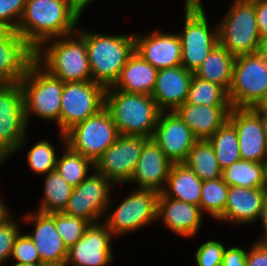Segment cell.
<instances>
[{
    "mask_svg": "<svg viewBox=\"0 0 267 266\" xmlns=\"http://www.w3.org/2000/svg\"><path fill=\"white\" fill-rule=\"evenodd\" d=\"M135 52L157 70L181 65V42L177 34L154 31L134 35Z\"/></svg>",
    "mask_w": 267,
    "mask_h": 266,
    "instance_id": "44dd1931",
    "label": "cell"
},
{
    "mask_svg": "<svg viewBox=\"0 0 267 266\" xmlns=\"http://www.w3.org/2000/svg\"><path fill=\"white\" fill-rule=\"evenodd\" d=\"M106 88L90 81L67 82L61 96L60 132L85 121L105 107Z\"/></svg>",
    "mask_w": 267,
    "mask_h": 266,
    "instance_id": "30bf717a",
    "label": "cell"
},
{
    "mask_svg": "<svg viewBox=\"0 0 267 266\" xmlns=\"http://www.w3.org/2000/svg\"><path fill=\"white\" fill-rule=\"evenodd\" d=\"M37 49L11 31L0 39V84L19 83L36 63Z\"/></svg>",
    "mask_w": 267,
    "mask_h": 266,
    "instance_id": "e0dca14e",
    "label": "cell"
},
{
    "mask_svg": "<svg viewBox=\"0 0 267 266\" xmlns=\"http://www.w3.org/2000/svg\"><path fill=\"white\" fill-rule=\"evenodd\" d=\"M80 16L66 0H26L16 31L37 49L54 37L77 32Z\"/></svg>",
    "mask_w": 267,
    "mask_h": 266,
    "instance_id": "6da1fadb",
    "label": "cell"
},
{
    "mask_svg": "<svg viewBox=\"0 0 267 266\" xmlns=\"http://www.w3.org/2000/svg\"><path fill=\"white\" fill-rule=\"evenodd\" d=\"M225 247L218 241H208L197 249L195 260L198 266H221Z\"/></svg>",
    "mask_w": 267,
    "mask_h": 266,
    "instance_id": "f35d334b",
    "label": "cell"
},
{
    "mask_svg": "<svg viewBox=\"0 0 267 266\" xmlns=\"http://www.w3.org/2000/svg\"><path fill=\"white\" fill-rule=\"evenodd\" d=\"M261 105L267 109V97L266 99L261 103Z\"/></svg>",
    "mask_w": 267,
    "mask_h": 266,
    "instance_id": "9f6ffc18",
    "label": "cell"
},
{
    "mask_svg": "<svg viewBox=\"0 0 267 266\" xmlns=\"http://www.w3.org/2000/svg\"><path fill=\"white\" fill-rule=\"evenodd\" d=\"M159 218L169 230L188 238L199 231L202 211L200 206L166 197L161 192L157 203V220Z\"/></svg>",
    "mask_w": 267,
    "mask_h": 266,
    "instance_id": "603a6c76",
    "label": "cell"
},
{
    "mask_svg": "<svg viewBox=\"0 0 267 266\" xmlns=\"http://www.w3.org/2000/svg\"><path fill=\"white\" fill-rule=\"evenodd\" d=\"M119 136L117 126L105 107L61 133L64 145L87 157L94 164Z\"/></svg>",
    "mask_w": 267,
    "mask_h": 266,
    "instance_id": "52a82bcc",
    "label": "cell"
},
{
    "mask_svg": "<svg viewBox=\"0 0 267 266\" xmlns=\"http://www.w3.org/2000/svg\"><path fill=\"white\" fill-rule=\"evenodd\" d=\"M73 34L54 39L55 42L47 49L39 46L36 62L64 83L90 81L92 77L86 41L78 32V39L73 38Z\"/></svg>",
    "mask_w": 267,
    "mask_h": 266,
    "instance_id": "277c9868",
    "label": "cell"
},
{
    "mask_svg": "<svg viewBox=\"0 0 267 266\" xmlns=\"http://www.w3.org/2000/svg\"><path fill=\"white\" fill-rule=\"evenodd\" d=\"M44 197L38 212L51 214L63 212L72 194L73 188L56 171L46 174Z\"/></svg>",
    "mask_w": 267,
    "mask_h": 266,
    "instance_id": "1f68e13d",
    "label": "cell"
},
{
    "mask_svg": "<svg viewBox=\"0 0 267 266\" xmlns=\"http://www.w3.org/2000/svg\"><path fill=\"white\" fill-rule=\"evenodd\" d=\"M55 226L64 245L69 249L83 236L90 223L84 219L57 212L55 213Z\"/></svg>",
    "mask_w": 267,
    "mask_h": 266,
    "instance_id": "8d00e7d4",
    "label": "cell"
},
{
    "mask_svg": "<svg viewBox=\"0 0 267 266\" xmlns=\"http://www.w3.org/2000/svg\"><path fill=\"white\" fill-rule=\"evenodd\" d=\"M203 181L185 164H173L162 193L169 198L200 206Z\"/></svg>",
    "mask_w": 267,
    "mask_h": 266,
    "instance_id": "4316f807",
    "label": "cell"
},
{
    "mask_svg": "<svg viewBox=\"0 0 267 266\" xmlns=\"http://www.w3.org/2000/svg\"><path fill=\"white\" fill-rule=\"evenodd\" d=\"M13 266H45V265L41 263H36V264L14 263Z\"/></svg>",
    "mask_w": 267,
    "mask_h": 266,
    "instance_id": "db71d44e",
    "label": "cell"
},
{
    "mask_svg": "<svg viewBox=\"0 0 267 266\" xmlns=\"http://www.w3.org/2000/svg\"><path fill=\"white\" fill-rule=\"evenodd\" d=\"M26 0H0V20L13 31L17 30Z\"/></svg>",
    "mask_w": 267,
    "mask_h": 266,
    "instance_id": "60d3db41",
    "label": "cell"
},
{
    "mask_svg": "<svg viewBox=\"0 0 267 266\" xmlns=\"http://www.w3.org/2000/svg\"><path fill=\"white\" fill-rule=\"evenodd\" d=\"M228 96L236 108H252L266 99L267 64L259 52L235 58Z\"/></svg>",
    "mask_w": 267,
    "mask_h": 266,
    "instance_id": "ba28073f",
    "label": "cell"
},
{
    "mask_svg": "<svg viewBox=\"0 0 267 266\" xmlns=\"http://www.w3.org/2000/svg\"><path fill=\"white\" fill-rule=\"evenodd\" d=\"M13 221V219L9 218L0 225V265L6 259H11L13 245L20 234L18 225Z\"/></svg>",
    "mask_w": 267,
    "mask_h": 266,
    "instance_id": "ab89813d",
    "label": "cell"
},
{
    "mask_svg": "<svg viewBox=\"0 0 267 266\" xmlns=\"http://www.w3.org/2000/svg\"><path fill=\"white\" fill-rule=\"evenodd\" d=\"M159 192L136 189L105 218L104 224L113 235L133 232L157 219Z\"/></svg>",
    "mask_w": 267,
    "mask_h": 266,
    "instance_id": "7c38bea8",
    "label": "cell"
},
{
    "mask_svg": "<svg viewBox=\"0 0 267 266\" xmlns=\"http://www.w3.org/2000/svg\"><path fill=\"white\" fill-rule=\"evenodd\" d=\"M264 188L229 186L227 204L218 220L233 223H253L260 218Z\"/></svg>",
    "mask_w": 267,
    "mask_h": 266,
    "instance_id": "d4e9b609",
    "label": "cell"
},
{
    "mask_svg": "<svg viewBox=\"0 0 267 266\" xmlns=\"http://www.w3.org/2000/svg\"><path fill=\"white\" fill-rule=\"evenodd\" d=\"M260 219L264 228V236L259 239L256 243L267 245V188H264L263 204Z\"/></svg>",
    "mask_w": 267,
    "mask_h": 266,
    "instance_id": "f6af8a7d",
    "label": "cell"
},
{
    "mask_svg": "<svg viewBox=\"0 0 267 266\" xmlns=\"http://www.w3.org/2000/svg\"><path fill=\"white\" fill-rule=\"evenodd\" d=\"M19 85L23 93L26 121L32 113L45 120H56L60 128L64 82L49 74L36 62L20 80Z\"/></svg>",
    "mask_w": 267,
    "mask_h": 266,
    "instance_id": "8992f818",
    "label": "cell"
},
{
    "mask_svg": "<svg viewBox=\"0 0 267 266\" xmlns=\"http://www.w3.org/2000/svg\"><path fill=\"white\" fill-rule=\"evenodd\" d=\"M232 106L194 105L185 102L174 112L198 140H208L229 118Z\"/></svg>",
    "mask_w": 267,
    "mask_h": 266,
    "instance_id": "cb8c5ba5",
    "label": "cell"
},
{
    "mask_svg": "<svg viewBox=\"0 0 267 266\" xmlns=\"http://www.w3.org/2000/svg\"><path fill=\"white\" fill-rule=\"evenodd\" d=\"M11 31L12 29L6 23L0 20V39L7 36Z\"/></svg>",
    "mask_w": 267,
    "mask_h": 266,
    "instance_id": "681fc988",
    "label": "cell"
},
{
    "mask_svg": "<svg viewBox=\"0 0 267 266\" xmlns=\"http://www.w3.org/2000/svg\"><path fill=\"white\" fill-rule=\"evenodd\" d=\"M229 186L223 178L203 181L200 196V209L207 211L215 219H218L225 210Z\"/></svg>",
    "mask_w": 267,
    "mask_h": 266,
    "instance_id": "e575fe53",
    "label": "cell"
},
{
    "mask_svg": "<svg viewBox=\"0 0 267 266\" xmlns=\"http://www.w3.org/2000/svg\"><path fill=\"white\" fill-rule=\"evenodd\" d=\"M187 5L202 6L201 0H185Z\"/></svg>",
    "mask_w": 267,
    "mask_h": 266,
    "instance_id": "f5cc1de1",
    "label": "cell"
},
{
    "mask_svg": "<svg viewBox=\"0 0 267 266\" xmlns=\"http://www.w3.org/2000/svg\"><path fill=\"white\" fill-rule=\"evenodd\" d=\"M111 231L104 223H94L68 249L64 266H106L113 261Z\"/></svg>",
    "mask_w": 267,
    "mask_h": 266,
    "instance_id": "2e32d148",
    "label": "cell"
},
{
    "mask_svg": "<svg viewBox=\"0 0 267 266\" xmlns=\"http://www.w3.org/2000/svg\"><path fill=\"white\" fill-rule=\"evenodd\" d=\"M222 178L228 186L265 188V163L241 159L222 170Z\"/></svg>",
    "mask_w": 267,
    "mask_h": 266,
    "instance_id": "f1b7e54d",
    "label": "cell"
},
{
    "mask_svg": "<svg viewBox=\"0 0 267 266\" xmlns=\"http://www.w3.org/2000/svg\"><path fill=\"white\" fill-rule=\"evenodd\" d=\"M77 187L73 188L63 213L88 221L90 224L98 223L112 203L110 196V180L93 170ZM100 218V219H99Z\"/></svg>",
    "mask_w": 267,
    "mask_h": 266,
    "instance_id": "8fae6325",
    "label": "cell"
},
{
    "mask_svg": "<svg viewBox=\"0 0 267 266\" xmlns=\"http://www.w3.org/2000/svg\"><path fill=\"white\" fill-rule=\"evenodd\" d=\"M85 39L93 82L111 87L135 52L134 35H107L77 30Z\"/></svg>",
    "mask_w": 267,
    "mask_h": 266,
    "instance_id": "3957f363",
    "label": "cell"
},
{
    "mask_svg": "<svg viewBox=\"0 0 267 266\" xmlns=\"http://www.w3.org/2000/svg\"><path fill=\"white\" fill-rule=\"evenodd\" d=\"M265 188H267V161L265 162Z\"/></svg>",
    "mask_w": 267,
    "mask_h": 266,
    "instance_id": "11a10c76",
    "label": "cell"
},
{
    "mask_svg": "<svg viewBox=\"0 0 267 266\" xmlns=\"http://www.w3.org/2000/svg\"><path fill=\"white\" fill-rule=\"evenodd\" d=\"M193 74L181 65L158 70L151 96L161 112H173L186 102Z\"/></svg>",
    "mask_w": 267,
    "mask_h": 266,
    "instance_id": "7402d4cb",
    "label": "cell"
},
{
    "mask_svg": "<svg viewBox=\"0 0 267 266\" xmlns=\"http://www.w3.org/2000/svg\"><path fill=\"white\" fill-rule=\"evenodd\" d=\"M28 123L19 83L0 84V146L11 155L20 149Z\"/></svg>",
    "mask_w": 267,
    "mask_h": 266,
    "instance_id": "4fadbf2b",
    "label": "cell"
},
{
    "mask_svg": "<svg viewBox=\"0 0 267 266\" xmlns=\"http://www.w3.org/2000/svg\"><path fill=\"white\" fill-rule=\"evenodd\" d=\"M228 120L234 125L242 160L267 161V141L259 116L251 108L233 107Z\"/></svg>",
    "mask_w": 267,
    "mask_h": 266,
    "instance_id": "ac0fdd59",
    "label": "cell"
},
{
    "mask_svg": "<svg viewBox=\"0 0 267 266\" xmlns=\"http://www.w3.org/2000/svg\"><path fill=\"white\" fill-rule=\"evenodd\" d=\"M247 251L239 247L225 248L221 266H246Z\"/></svg>",
    "mask_w": 267,
    "mask_h": 266,
    "instance_id": "b9f144b4",
    "label": "cell"
},
{
    "mask_svg": "<svg viewBox=\"0 0 267 266\" xmlns=\"http://www.w3.org/2000/svg\"><path fill=\"white\" fill-rule=\"evenodd\" d=\"M11 155L3 147L0 146V165L3 163L6 158Z\"/></svg>",
    "mask_w": 267,
    "mask_h": 266,
    "instance_id": "816d5d0a",
    "label": "cell"
},
{
    "mask_svg": "<svg viewBox=\"0 0 267 266\" xmlns=\"http://www.w3.org/2000/svg\"><path fill=\"white\" fill-rule=\"evenodd\" d=\"M158 70L146 62L137 52H134L122 68L114 89L126 93L152 95Z\"/></svg>",
    "mask_w": 267,
    "mask_h": 266,
    "instance_id": "484cf974",
    "label": "cell"
},
{
    "mask_svg": "<svg viewBox=\"0 0 267 266\" xmlns=\"http://www.w3.org/2000/svg\"><path fill=\"white\" fill-rule=\"evenodd\" d=\"M11 257L16 263L36 264L41 263L39 252L30 237L25 234L18 235L13 245Z\"/></svg>",
    "mask_w": 267,
    "mask_h": 266,
    "instance_id": "74e56055",
    "label": "cell"
},
{
    "mask_svg": "<svg viewBox=\"0 0 267 266\" xmlns=\"http://www.w3.org/2000/svg\"><path fill=\"white\" fill-rule=\"evenodd\" d=\"M183 34H177L181 42V66L194 72L218 43V27L209 28L202 6L185 4Z\"/></svg>",
    "mask_w": 267,
    "mask_h": 266,
    "instance_id": "9c48e42d",
    "label": "cell"
},
{
    "mask_svg": "<svg viewBox=\"0 0 267 266\" xmlns=\"http://www.w3.org/2000/svg\"><path fill=\"white\" fill-rule=\"evenodd\" d=\"M257 26L262 42L267 40V0L255 1Z\"/></svg>",
    "mask_w": 267,
    "mask_h": 266,
    "instance_id": "ee69618b",
    "label": "cell"
},
{
    "mask_svg": "<svg viewBox=\"0 0 267 266\" xmlns=\"http://www.w3.org/2000/svg\"><path fill=\"white\" fill-rule=\"evenodd\" d=\"M80 15L92 0H66Z\"/></svg>",
    "mask_w": 267,
    "mask_h": 266,
    "instance_id": "7dc6e473",
    "label": "cell"
},
{
    "mask_svg": "<svg viewBox=\"0 0 267 266\" xmlns=\"http://www.w3.org/2000/svg\"><path fill=\"white\" fill-rule=\"evenodd\" d=\"M235 58L224 46L217 43L194 71V75L202 80L216 83L229 91Z\"/></svg>",
    "mask_w": 267,
    "mask_h": 266,
    "instance_id": "83f0119b",
    "label": "cell"
},
{
    "mask_svg": "<svg viewBox=\"0 0 267 266\" xmlns=\"http://www.w3.org/2000/svg\"><path fill=\"white\" fill-rule=\"evenodd\" d=\"M185 164L202 180L222 177V170L209 140H197L190 150Z\"/></svg>",
    "mask_w": 267,
    "mask_h": 266,
    "instance_id": "f546056e",
    "label": "cell"
},
{
    "mask_svg": "<svg viewBox=\"0 0 267 266\" xmlns=\"http://www.w3.org/2000/svg\"><path fill=\"white\" fill-rule=\"evenodd\" d=\"M246 266H267V245L253 244L247 252Z\"/></svg>",
    "mask_w": 267,
    "mask_h": 266,
    "instance_id": "7bdbcfd3",
    "label": "cell"
},
{
    "mask_svg": "<svg viewBox=\"0 0 267 266\" xmlns=\"http://www.w3.org/2000/svg\"><path fill=\"white\" fill-rule=\"evenodd\" d=\"M259 53L264 57L267 64V40L261 43Z\"/></svg>",
    "mask_w": 267,
    "mask_h": 266,
    "instance_id": "f907efd6",
    "label": "cell"
},
{
    "mask_svg": "<svg viewBox=\"0 0 267 266\" xmlns=\"http://www.w3.org/2000/svg\"><path fill=\"white\" fill-rule=\"evenodd\" d=\"M152 139L173 164L185 163L198 140L174 111L160 112Z\"/></svg>",
    "mask_w": 267,
    "mask_h": 266,
    "instance_id": "9a60e30c",
    "label": "cell"
},
{
    "mask_svg": "<svg viewBox=\"0 0 267 266\" xmlns=\"http://www.w3.org/2000/svg\"><path fill=\"white\" fill-rule=\"evenodd\" d=\"M260 118V121L262 123V127L264 129V134L267 141V109L264 108L261 104L256 105L251 108Z\"/></svg>",
    "mask_w": 267,
    "mask_h": 266,
    "instance_id": "bcb514c9",
    "label": "cell"
},
{
    "mask_svg": "<svg viewBox=\"0 0 267 266\" xmlns=\"http://www.w3.org/2000/svg\"><path fill=\"white\" fill-rule=\"evenodd\" d=\"M105 108L120 135L152 138L160 110L151 95L126 93L112 86L105 90Z\"/></svg>",
    "mask_w": 267,
    "mask_h": 266,
    "instance_id": "7a4b0ae2",
    "label": "cell"
},
{
    "mask_svg": "<svg viewBox=\"0 0 267 266\" xmlns=\"http://www.w3.org/2000/svg\"><path fill=\"white\" fill-rule=\"evenodd\" d=\"M64 153L57 158L55 170L72 187H77L87 176L94 163L80 153L74 152L65 144Z\"/></svg>",
    "mask_w": 267,
    "mask_h": 266,
    "instance_id": "d6a6232c",
    "label": "cell"
},
{
    "mask_svg": "<svg viewBox=\"0 0 267 266\" xmlns=\"http://www.w3.org/2000/svg\"><path fill=\"white\" fill-rule=\"evenodd\" d=\"M208 140L212 144L221 170L241 160L237 131L229 120H227Z\"/></svg>",
    "mask_w": 267,
    "mask_h": 266,
    "instance_id": "4dcf8cb0",
    "label": "cell"
},
{
    "mask_svg": "<svg viewBox=\"0 0 267 266\" xmlns=\"http://www.w3.org/2000/svg\"><path fill=\"white\" fill-rule=\"evenodd\" d=\"M218 43L233 56L260 51L261 39L255 14V1L235 0L218 24Z\"/></svg>",
    "mask_w": 267,
    "mask_h": 266,
    "instance_id": "5b68a950",
    "label": "cell"
},
{
    "mask_svg": "<svg viewBox=\"0 0 267 266\" xmlns=\"http://www.w3.org/2000/svg\"><path fill=\"white\" fill-rule=\"evenodd\" d=\"M24 220L35 223V230L27 234L35 244L40 255L41 264L45 266H64L68 249L62 237L56 231L55 213H28Z\"/></svg>",
    "mask_w": 267,
    "mask_h": 266,
    "instance_id": "d6986e66",
    "label": "cell"
},
{
    "mask_svg": "<svg viewBox=\"0 0 267 266\" xmlns=\"http://www.w3.org/2000/svg\"><path fill=\"white\" fill-rule=\"evenodd\" d=\"M148 137L120 135L95 162L94 170L112 183L130 182Z\"/></svg>",
    "mask_w": 267,
    "mask_h": 266,
    "instance_id": "5bb4252c",
    "label": "cell"
},
{
    "mask_svg": "<svg viewBox=\"0 0 267 266\" xmlns=\"http://www.w3.org/2000/svg\"><path fill=\"white\" fill-rule=\"evenodd\" d=\"M57 158L54 146L47 140L36 143L27 153L28 165L38 175L54 171Z\"/></svg>",
    "mask_w": 267,
    "mask_h": 266,
    "instance_id": "d590c367",
    "label": "cell"
},
{
    "mask_svg": "<svg viewBox=\"0 0 267 266\" xmlns=\"http://www.w3.org/2000/svg\"><path fill=\"white\" fill-rule=\"evenodd\" d=\"M186 102L194 105L232 106L224 87L202 80L194 74Z\"/></svg>",
    "mask_w": 267,
    "mask_h": 266,
    "instance_id": "836d02e7",
    "label": "cell"
},
{
    "mask_svg": "<svg viewBox=\"0 0 267 266\" xmlns=\"http://www.w3.org/2000/svg\"><path fill=\"white\" fill-rule=\"evenodd\" d=\"M173 163L152 139L148 138L137 161L130 182L138 183V189L153 190L161 193Z\"/></svg>",
    "mask_w": 267,
    "mask_h": 266,
    "instance_id": "ffe728a7",
    "label": "cell"
},
{
    "mask_svg": "<svg viewBox=\"0 0 267 266\" xmlns=\"http://www.w3.org/2000/svg\"><path fill=\"white\" fill-rule=\"evenodd\" d=\"M10 217V211L8 212V209H6L3 200L0 199V225L6 222Z\"/></svg>",
    "mask_w": 267,
    "mask_h": 266,
    "instance_id": "c3c4849f",
    "label": "cell"
}]
</instances>
